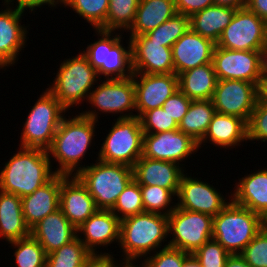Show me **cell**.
<instances>
[{"mask_svg":"<svg viewBox=\"0 0 267 267\" xmlns=\"http://www.w3.org/2000/svg\"><path fill=\"white\" fill-rule=\"evenodd\" d=\"M77 113L76 116L66 118V115L62 118L52 144L47 149L50 161L58 162L55 174L76 176L86 167L80 161L91 149L89 147L96 136L97 121Z\"/></svg>","mask_w":267,"mask_h":267,"instance_id":"6da1fadb","label":"cell"},{"mask_svg":"<svg viewBox=\"0 0 267 267\" xmlns=\"http://www.w3.org/2000/svg\"><path fill=\"white\" fill-rule=\"evenodd\" d=\"M168 216L143 212L120 220L119 245L122 263L142 261L151 252L167 247ZM164 246H162L163 243Z\"/></svg>","mask_w":267,"mask_h":267,"instance_id":"7a4b0ae2","label":"cell"},{"mask_svg":"<svg viewBox=\"0 0 267 267\" xmlns=\"http://www.w3.org/2000/svg\"><path fill=\"white\" fill-rule=\"evenodd\" d=\"M17 150L0 169V191L22 198L32 194L55 175L52 169L54 162L50 161L44 149L19 147Z\"/></svg>","mask_w":267,"mask_h":267,"instance_id":"3957f363","label":"cell"},{"mask_svg":"<svg viewBox=\"0 0 267 267\" xmlns=\"http://www.w3.org/2000/svg\"><path fill=\"white\" fill-rule=\"evenodd\" d=\"M78 53L62 61L53 82L47 88L67 111L87 102L90 91L101 80L88 58L81 50Z\"/></svg>","mask_w":267,"mask_h":267,"instance_id":"277c9868","label":"cell"},{"mask_svg":"<svg viewBox=\"0 0 267 267\" xmlns=\"http://www.w3.org/2000/svg\"><path fill=\"white\" fill-rule=\"evenodd\" d=\"M98 40L81 51L101 79H125L133 76L131 41L125 47L123 32L95 29ZM100 36V38H99Z\"/></svg>","mask_w":267,"mask_h":267,"instance_id":"5b68a950","label":"cell"},{"mask_svg":"<svg viewBox=\"0 0 267 267\" xmlns=\"http://www.w3.org/2000/svg\"><path fill=\"white\" fill-rule=\"evenodd\" d=\"M262 228L259 214L230 200L213 217L212 239L230 254H240Z\"/></svg>","mask_w":267,"mask_h":267,"instance_id":"8992f818","label":"cell"},{"mask_svg":"<svg viewBox=\"0 0 267 267\" xmlns=\"http://www.w3.org/2000/svg\"><path fill=\"white\" fill-rule=\"evenodd\" d=\"M76 177L94 198L98 210H112L119 194L133 179V167L99 159L86 165Z\"/></svg>","mask_w":267,"mask_h":267,"instance_id":"52a82bcc","label":"cell"},{"mask_svg":"<svg viewBox=\"0 0 267 267\" xmlns=\"http://www.w3.org/2000/svg\"><path fill=\"white\" fill-rule=\"evenodd\" d=\"M44 91L25 119L20 133L19 147L47 150L52 144L62 118L67 113L47 88Z\"/></svg>","mask_w":267,"mask_h":267,"instance_id":"ba28073f","label":"cell"},{"mask_svg":"<svg viewBox=\"0 0 267 267\" xmlns=\"http://www.w3.org/2000/svg\"><path fill=\"white\" fill-rule=\"evenodd\" d=\"M99 82L101 83H97V86L90 91L87 100L92 109L82 111L83 116L97 122L101 113L113 115L120 113L118 119L136 117L133 113L136 112V97L132 76L125 79H103Z\"/></svg>","mask_w":267,"mask_h":267,"instance_id":"9c48e42d","label":"cell"},{"mask_svg":"<svg viewBox=\"0 0 267 267\" xmlns=\"http://www.w3.org/2000/svg\"><path fill=\"white\" fill-rule=\"evenodd\" d=\"M98 151L103 162L119 163L133 167L142 156L144 132L139 117L114 119Z\"/></svg>","mask_w":267,"mask_h":267,"instance_id":"30bf717a","label":"cell"},{"mask_svg":"<svg viewBox=\"0 0 267 267\" xmlns=\"http://www.w3.org/2000/svg\"><path fill=\"white\" fill-rule=\"evenodd\" d=\"M212 226V216L176 206L168 215V246L193 254L212 239Z\"/></svg>","mask_w":267,"mask_h":267,"instance_id":"8fae6325","label":"cell"},{"mask_svg":"<svg viewBox=\"0 0 267 267\" xmlns=\"http://www.w3.org/2000/svg\"><path fill=\"white\" fill-rule=\"evenodd\" d=\"M216 46L229 50L267 51V24L246 7L238 9Z\"/></svg>","mask_w":267,"mask_h":267,"instance_id":"7c38bea8","label":"cell"},{"mask_svg":"<svg viewBox=\"0 0 267 267\" xmlns=\"http://www.w3.org/2000/svg\"><path fill=\"white\" fill-rule=\"evenodd\" d=\"M266 52L229 50L215 46L212 63L218 80H243L258 86L264 75Z\"/></svg>","mask_w":267,"mask_h":267,"instance_id":"4fadbf2b","label":"cell"},{"mask_svg":"<svg viewBox=\"0 0 267 267\" xmlns=\"http://www.w3.org/2000/svg\"><path fill=\"white\" fill-rule=\"evenodd\" d=\"M211 101L216 112L248 123L258 101V86L243 80H218Z\"/></svg>","mask_w":267,"mask_h":267,"instance_id":"5bb4252c","label":"cell"},{"mask_svg":"<svg viewBox=\"0 0 267 267\" xmlns=\"http://www.w3.org/2000/svg\"><path fill=\"white\" fill-rule=\"evenodd\" d=\"M201 179L191 174L189 176L188 173L182 176L176 206L214 217L230 202L231 196L228 194L227 199L219 189Z\"/></svg>","mask_w":267,"mask_h":267,"instance_id":"9a60e30c","label":"cell"},{"mask_svg":"<svg viewBox=\"0 0 267 267\" xmlns=\"http://www.w3.org/2000/svg\"><path fill=\"white\" fill-rule=\"evenodd\" d=\"M198 143L179 129L157 134H144L142 157L169 161L181 166V162L198 152Z\"/></svg>","mask_w":267,"mask_h":267,"instance_id":"2e32d148","label":"cell"},{"mask_svg":"<svg viewBox=\"0 0 267 267\" xmlns=\"http://www.w3.org/2000/svg\"><path fill=\"white\" fill-rule=\"evenodd\" d=\"M2 3L5 9L0 10V69L6 70V67L15 65L19 52L27 46L29 26L20 23L25 10Z\"/></svg>","mask_w":267,"mask_h":267,"instance_id":"e0dca14e","label":"cell"},{"mask_svg":"<svg viewBox=\"0 0 267 267\" xmlns=\"http://www.w3.org/2000/svg\"><path fill=\"white\" fill-rule=\"evenodd\" d=\"M136 97V117L143 113L162 107L164 102L179 90L176 74L133 73Z\"/></svg>","mask_w":267,"mask_h":267,"instance_id":"ac0fdd59","label":"cell"},{"mask_svg":"<svg viewBox=\"0 0 267 267\" xmlns=\"http://www.w3.org/2000/svg\"><path fill=\"white\" fill-rule=\"evenodd\" d=\"M134 73L175 74L172 48L151 42L145 35L129 37Z\"/></svg>","mask_w":267,"mask_h":267,"instance_id":"d6986e66","label":"cell"},{"mask_svg":"<svg viewBox=\"0 0 267 267\" xmlns=\"http://www.w3.org/2000/svg\"><path fill=\"white\" fill-rule=\"evenodd\" d=\"M119 232L120 219L111 210H97L77 228V237L93 255L110 254L98 249L119 244Z\"/></svg>","mask_w":267,"mask_h":267,"instance_id":"ffe728a7","label":"cell"},{"mask_svg":"<svg viewBox=\"0 0 267 267\" xmlns=\"http://www.w3.org/2000/svg\"><path fill=\"white\" fill-rule=\"evenodd\" d=\"M59 209L76 229L98 210L81 181L65 175H60Z\"/></svg>","mask_w":267,"mask_h":267,"instance_id":"44dd1931","label":"cell"},{"mask_svg":"<svg viewBox=\"0 0 267 267\" xmlns=\"http://www.w3.org/2000/svg\"><path fill=\"white\" fill-rule=\"evenodd\" d=\"M216 46L211 39L202 37L191 28L172 45L174 73H180L212 63L213 51Z\"/></svg>","mask_w":267,"mask_h":267,"instance_id":"7402d4cb","label":"cell"},{"mask_svg":"<svg viewBox=\"0 0 267 267\" xmlns=\"http://www.w3.org/2000/svg\"><path fill=\"white\" fill-rule=\"evenodd\" d=\"M185 166L157 159L140 157L133 166V179L139 185L160 186L169 189L176 197Z\"/></svg>","mask_w":267,"mask_h":267,"instance_id":"603a6c76","label":"cell"},{"mask_svg":"<svg viewBox=\"0 0 267 267\" xmlns=\"http://www.w3.org/2000/svg\"><path fill=\"white\" fill-rule=\"evenodd\" d=\"M30 235L40 243L47 255L74 240L77 229L58 209L33 226Z\"/></svg>","mask_w":267,"mask_h":267,"instance_id":"cb8c5ba5","label":"cell"},{"mask_svg":"<svg viewBox=\"0 0 267 267\" xmlns=\"http://www.w3.org/2000/svg\"><path fill=\"white\" fill-rule=\"evenodd\" d=\"M244 141L246 143L248 141L247 123L239 117L215 112L207 133L198 143V147L201 149L206 143H210L220 149L231 150V148L240 146V143H244Z\"/></svg>","mask_w":267,"mask_h":267,"instance_id":"d4e9b609","label":"cell"},{"mask_svg":"<svg viewBox=\"0 0 267 267\" xmlns=\"http://www.w3.org/2000/svg\"><path fill=\"white\" fill-rule=\"evenodd\" d=\"M59 199L60 174H55L32 194L22 197V212L27 226L31 229L47 215L57 211Z\"/></svg>","mask_w":267,"mask_h":267,"instance_id":"484cf974","label":"cell"},{"mask_svg":"<svg viewBox=\"0 0 267 267\" xmlns=\"http://www.w3.org/2000/svg\"><path fill=\"white\" fill-rule=\"evenodd\" d=\"M238 180L230 192L231 200L261 215L267 208V168L251 171Z\"/></svg>","mask_w":267,"mask_h":267,"instance_id":"4316f807","label":"cell"},{"mask_svg":"<svg viewBox=\"0 0 267 267\" xmlns=\"http://www.w3.org/2000/svg\"><path fill=\"white\" fill-rule=\"evenodd\" d=\"M30 236L23 212L21 198L0 191V238L7 242Z\"/></svg>","mask_w":267,"mask_h":267,"instance_id":"83f0119b","label":"cell"},{"mask_svg":"<svg viewBox=\"0 0 267 267\" xmlns=\"http://www.w3.org/2000/svg\"><path fill=\"white\" fill-rule=\"evenodd\" d=\"M174 0H139L129 37L144 35L176 14Z\"/></svg>","mask_w":267,"mask_h":267,"instance_id":"f1b7e54d","label":"cell"},{"mask_svg":"<svg viewBox=\"0 0 267 267\" xmlns=\"http://www.w3.org/2000/svg\"><path fill=\"white\" fill-rule=\"evenodd\" d=\"M178 80L179 90L191 100H211L218 82L213 63L186 70Z\"/></svg>","mask_w":267,"mask_h":267,"instance_id":"f546056e","label":"cell"},{"mask_svg":"<svg viewBox=\"0 0 267 267\" xmlns=\"http://www.w3.org/2000/svg\"><path fill=\"white\" fill-rule=\"evenodd\" d=\"M236 9L212 5L190 17V28L202 37L217 43L223 30L231 22Z\"/></svg>","mask_w":267,"mask_h":267,"instance_id":"4dcf8cb0","label":"cell"},{"mask_svg":"<svg viewBox=\"0 0 267 267\" xmlns=\"http://www.w3.org/2000/svg\"><path fill=\"white\" fill-rule=\"evenodd\" d=\"M215 108L211 100H192L178 129L199 143L207 133Z\"/></svg>","mask_w":267,"mask_h":267,"instance_id":"1f68e13d","label":"cell"},{"mask_svg":"<svg viewBox=\"0 0 267 267\" xmlns=\"http://www.w3.org/2000/svg\"><path fill=\"white\" fill-rule=\"evenodd\" d=\"M93 254L76 237L54 252L47 254L46 267H84Z\"/></svg>","mask_w":267,"mask_h":267,"instance_id":"d6a6232c","label":"cell"},{"mask_svg":"<svg viewBox=\"0 0 267 267\" xmlns=\"http://www.w3.org/2000/svg\"><path fill=\"white\" fill-rule=\"evenodd\" d=\"M110 0H63V7H70L93 29L106 30V17Z\"/></svg>","mask_w":267,"mask_h":267,"instance_id":"836d02e7","label":"cell"},{"mask_svg":"<svg viewBox=\"0 0 267 267\" xmlns=\"http://www.w3.org/2000/svg\"><path fill=\"white\" fill-rule=\"evenodd\" d=\"M139 0H110L106 17V30L124 33L130 30L136 18Z\"/></svg>","mask_w":267,"mask_h":267,"instance_id":"e575fe53","label":"cell"},{"mask_svg":"<svg viewBox=\"0 0 267 267\" xmlns=\"http://www.w3.org/2000/svg\"><path fill=\"white\" fill-rule=\"evenodd\" d=\"M8 244L15 249L12 256L16 267H46L44 248L31 235Z\"/></svg>","mask_w":267,"mask_h":267,"instance_id":"d590c367","label":"cell"},{"mask_svg":"<svg viewBox=\"0 0 267 267\" xmlns=\"http://www.w3.org/2000/svg\"><path fill=\"white\" fill-rule=\"evenodd\" d=\"M189 29L190 17L176 13L172 18L144 35L151 42L163 43V46L172 48V45Z\"/></svg>","mask_w":267,"mask_h":267,"instance_id":"8d00e7d4","label":"cell"},{"mask_svg":"<svg viewBox=\"0 0 267 267\" xmlns=\"http://www.w3.org/2000/svg\"><path fill=\"white\" fill-rule=\"evenodd\" d=\"M140 190L144 212L168 216L176 208V202H173L174 199L176 201V196L169 189L153 185H140Z\"/></svg>","mask_w":267,"mask_h":267,"instance_id":"74e56055","label":"cell"},{"mask_svg":"<svg viewBox=\"0 0 267 267\" xmlns=\"http://www.w3.org/2000/svg\"><path fill=\"white\" fill-rule=\"evenodd\" d=\"M111 211L120 220L144 212L140 185L134 179L119 194L118 200Z\"/></svg>","mask_w":267,"mask_h":267,"instance_id":"f35d334b","label":"cell"},{"mask_svg":"<svg viewBox=\"0 0 267 267\" xmlns=\"http://www.w3.org/2000/svg\"><path fill=\"white\" fill-rule=\"evenodd\" d=\"M139 119L144 134H157L178 129V124L162 107L143 113Z\"/></svg>","mask_w":267,"mask_h":267,"instance_id":"ab89813d","label":"cell"},{"mask_svg":"<svg viewBox=\"0 0 267 267\" xmlns=\"http://www.w3.org/2000/svg\"><path fill=\"white\" fill-rule=\"evenodd\" d=\"M189 255L180 249L167 246L151 253L143 261L137 263H141L143 267H182L184 260Z\"/></svg>","mask_w":267,"mask_h":267,"instance_id":"60d3db41","label":"cell"},{"mask_svg":"<svg viewBox=\"0 0 267 267\" xmlns=\"http://www.w3.org/2000/svg\"><path fill=\"white\" fill-rule=\"evenodd\" d=\"M193 255L202 267H225L231 254L220 243L211 239L197 249Z\"/></svg>","mask_w":267,"mask_h":267,"instance_id":"b9f144b4","label":"cell"},{"mask_svg":"<svg viewBox=\"0 0 267 267\" xmlns=\"http://www.w3.org/2000/svg\"><path fill=\"white\" fill-rule=\"evenodd\" d=\"M240 255L252 267H267V229L262 228Z\"/></svg>","mask_w":267,"mask_h":267,"instance_id":"7bdbcfd3","label":"cell"},{"mask_svg":"<svg viewBox=\"0 0 267 267\" xmlns=\"http://www.w3.org/2000/svg\"><path fill=\"white\" fill-rule=\"evenodd\" d=\"M247 140L267 143V106L258 101L247 123Z\"/></svg>","mask_w":267,"mask_h":267,"instance_id":"ee69618b","label":"cell"},{"mask_svg":"<svg viewBox=\"0 0 267 267\" xmlns=\"http://www.w3.org/2000/svg\"><path fill=\"white\" fill-rule=\"evenodd\" d=\"M191 101V99L178 90L164 102L162 108L179 124L186 115Z\"/></svg>","mask_w":267,"mask_h":267,"instance_id":"f6af8a7d","label":"cell"},{"mask_svg":"<svg viewBox=\"0 0 267 267\" xmlns=\"http://www.w3.org/2000/svg\"><path fill=\"white\" fill-rule=\"evenodd\" d=\"M176 12L191 17L193 14L214 5V0H174Z\"/></svg>","mask_w":267,"mask_h":267,"instance_id":"bcb514c9","label":"cell"},{"mask_svg":"<svg viewBox=\"0 0 267 267\" xmlns=\"http://www.w3.org/2000/svg\"><path fill=\"white\" fill-rule=\"evenodd\" d=\"M11 4L14 6V2L16 3V7H19L22 10H30L31 13L35 10H37V8H41L42 6L44 7V5H48V7L50 8H57L60 4L61 6L63 5V0H2V2ZM14 1V2H13ZM12 2V3H11Z\"/></svg>","mask_w":267,"mask_h":267,"instance_id":"7dc6e473","label":"cell"},{"mask_svg":"<svg viewBox=\"0 0 267 267\" xmlns=\"http://www.w3.org/2000/svg\"><path fill=\"white\" fill-rule=\"evenodd\" d=\"M115 260L112 254L92 255L85 263L84 267H121L123 263Z\"/></svg>","mask_w":267,"mask_h":267,"instance_id":"c3c4849f","label":"cell"},{"mask_svg":"<svg viewBox=\"0 0 267 267\" xmlns=\"http://www.w3.org/2000/svg\"><path fill=\"white\" fill-rule=\"evenodd\" d=\"M245 7L263 19L267 24V0H246Z\"/></svg>","mask_w":267,"mask_h":267,"instance_id":"681fc988","label":"cell"},{"mask_svg":"<svg viewBox=\"0 0 267 267\" xmlns=\"http://www.w3.org/2000/svg\"><path fill=\"white\" fill-rule=\"evenodd\" d=\"M225 267H252L240 254H231L226 261Z\"/></svg>","mask_w":267,"mask_h":267,"instance_id":"f907efd6","label":"cell"},{"mask_svg":"<svg viewBox=\"0 0 267 267\" xmlns=\"http://www.w3.org/2000/svg\"><path fill=\"white\" fill-rule=\"evenodd\" d=\"M214 5L230 7L238 10L246 6V0H214Z\"/></svg>","mask_w":267,"mask_h":267,"instance_id":"816d5d0a","label":"cell"},{"mask_svg":"<svg viewBox=\"0 0 267 267\" xmlns=\"http://www.w3.org/2000/svg\"><path fill=\"white\" fill-rule=\"evenodd\" d=\"M258 102L267 106V77L265 75L258 83Z\"/></svg>","mask_w":267,"mask_h":267,"instance_id":"f5cc1de1","label":"cell"},{"mask_svg":"<svg viewBox=\"0 0 267 267\" xmlns=\"http://www.w3.org/2000/svg\"><path fill=\"white\" fill-rule=\"evenodd\" d=\"M182 267H202L200 262L193 254H190L185 260Z\"/></svg>","mask_w":267,"mask_h":267,"instance_id":"db71d44e","label":"cell"},{"mask_svg":"<svg viewBox=\"0 0 267 267\" xmlns=\"http://www.w3.org/2000/svg\"><path fill=\"white\" fill-rule=\"evenodd\" d=\"M260 218H261V223H262L263 228H266L267 229V208L260 215Z\"/></svg>","mask_w":267,"mask_h":267,"instance_id":"11a10c76","label":"cell"},{"mask_svg":"<svg viewBox=\"0 0 267 267\" xmlns=\"http://www.w3.org/2000/svg\"><path fill=\"white\" fill-rule=\"evenodd\" d=\"M121 267H143L140 263L139 266L138 264L136 265V263H123V265Z\"/></svg>","mask_w":267,"mask_h":267,"instance_id":"9f6ffc18","label":"cell"},{"mask_svg":"<svg viewBox=\"0 0 267 267\" xmlns=\"http://www.w3.org/2000/svg\"><path fill=\"white\" fill-rule=\"evenodd\" d=\"M264 75L267 77V52L264 54Z\"/></svg>","mask_w":267,"mask_h":267,"instance_id":"6f0895ef","label":"cell"}]
</instances>
